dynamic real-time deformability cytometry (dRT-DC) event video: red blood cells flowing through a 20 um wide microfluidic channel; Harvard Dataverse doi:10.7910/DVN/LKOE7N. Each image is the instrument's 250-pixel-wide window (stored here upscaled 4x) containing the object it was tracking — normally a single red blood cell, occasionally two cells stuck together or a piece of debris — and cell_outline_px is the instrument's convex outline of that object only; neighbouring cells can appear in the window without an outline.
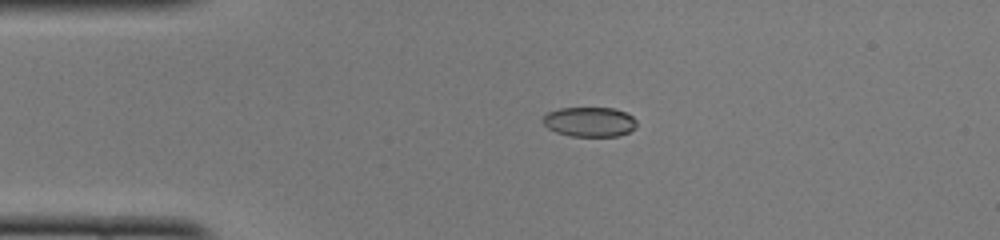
{"species": "common noctule bat (a hibernating species)", "species_latin": "Nyctalus noctula", "temperature_condition": "cold", "stored_images_in_passage": 40, "camera_frame_rate_fps": 3000, "um_per_image_px": 0.085, "animal": {"sex": "female", "body_mass_g": 22.0, "forearm_length_mm": 56.7}, "frame": {"image": 1, "passage_image": 1, "time_ms": 0.0, "image_size_px": [1000, 240], "cell_outline_px": [[636, 128], [628, 132], [616, 136], [572, 136], [556, 132], [548, 128], [540, 120], [548, 112], [560, 108], [612, 108], [624, 112], [632, 116], [636, 120]], "centroid_in_image_um": [50.1, 10.36], "position_along_channel_um": 34.9, "area_um2": 16.18}}
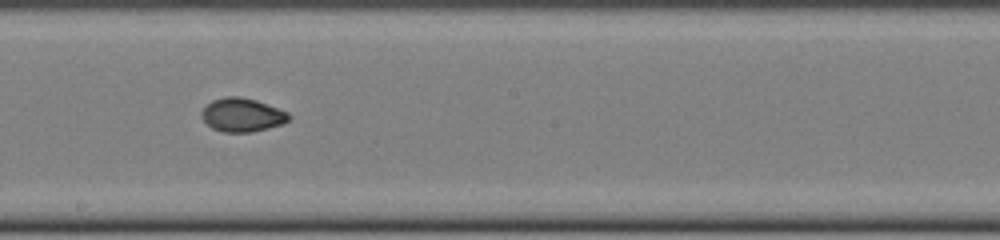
{"frame": {"image": 2, "passage_image": 18, "time_ms": 5.667, "image_size_px": [1000, 240], "cell_outline_px": [[292, 116], [284, 124], [252, 132], [224, 132], [212, 128], [200, 116], [200, 112], [212, 100], [228, 96], [240, 96], [256, 100], [288, 112]], "centroid_in_image_um": [20.6, 9.77], "position_along_channel_um": 227.6, "area_um2": 17.11}}
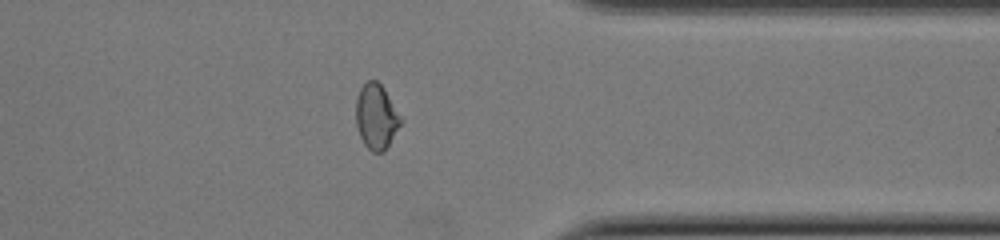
{"frame": {"image": 3, "passage_image": 30, "time_ms": 9.667, "image_size_px": [1000, 240], "cell_outline_px": [[400, 124], [384, 152], [372, 152], [364, 144], [360, 136], [356, 124], [356, 96], [360, 88], [368, 80], [376, 80], [384, 88], [400, 116]], "centroid_in_image_um": [31.95, 9.9], "position_along_channel_um": 379.5, "area_um2": 16.7}, "authors_computed_cell_mechanics": {"area_um2": 17.34, "velocity_mm_per_s": 4.009, "shape_relaxation_time_tau1_ms": null, "shape_relaxation_time_tau2_ms": 1.0733, "deformation_change_tau1": null, "deformation_change_tau2": 0.0358}}